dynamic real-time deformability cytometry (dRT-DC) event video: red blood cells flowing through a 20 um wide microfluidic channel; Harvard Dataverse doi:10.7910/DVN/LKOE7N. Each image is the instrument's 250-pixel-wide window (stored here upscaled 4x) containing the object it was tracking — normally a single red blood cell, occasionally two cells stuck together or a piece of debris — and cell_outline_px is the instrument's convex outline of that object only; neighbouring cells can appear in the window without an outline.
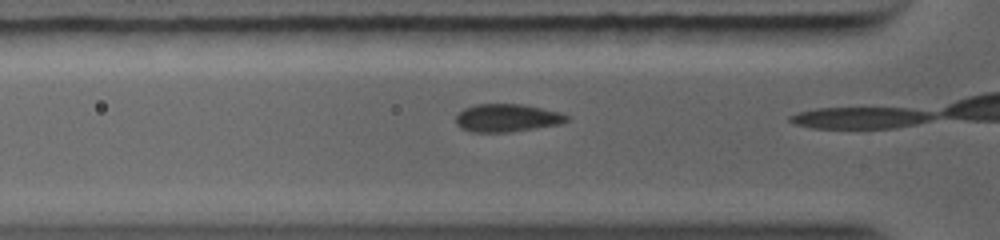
{"species": "common noctule bat (a hibernating species)", "species_latin": "Nyctalus noctula", "temperature_condition": "warm", "stored_images_in_passage": 5, "camera_frame_rate_fps": 5000, "um_per_image_px": 0.085, "animal": {"sex": "female", "body_mass_g": 19.0, "forearm_length_mm": 56.7}, "frame": {"image": 1, "passage_image": 3, "time_ms": 0.8, "image_size_px": [1000, 240], "cell_outline_px": [[568, 120], [560, 124], [500, 132], [476, 132], [464, 128], [456, 124], [456, 116], [464, 108], [476, 104], [520, 104], [560, 112], [568, 116]], "centroid_in_image_um": [43.08, 10.0], "position_along_channel_um": 82.7, "area_um2": 17.46}}